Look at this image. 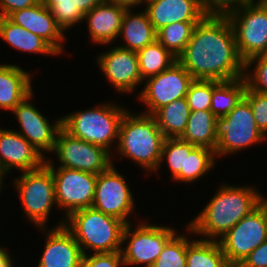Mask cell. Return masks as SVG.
Wrapping results in <instances>:
<instances>
[{
    "instance_id": "obj_1",
    "label": "cell",
    "mask_w": 267,
    "mask_h": 267,
    "mask_svg": "<svg viewBox=\"0 0 267 267\" xmlns=\"http://www.w3.org/2000/svg\"><path fill=\"white\" fill-rule=\"evenodd\" d=\"M177 61L194 79L230 81L245 73V61L226 16L207 15L197 23Z\"/></svg>"
},
{
    "instance_id": "obj_2",
    "label": "cell",
    "mask_w": 267,
    "mask_h": 267,
    "mask_svg": "<svg viewBox=\"0 0 267 267\" xmlns=\"http://www.w3.org/2000/svg\"><path fill=\"white\" fill-rule=\"evenodd\" d=\"M218 184L214 195L197 215L186 224L196 237L218 241L243 217L257 208L255 184ZM255 185V186H254ZM201 236V237H200Z\"/></svg>"
},
{
    "instance_id": "obj_3",
    "label": "cell",
    "mask_w": 267,
    "mask_h": 267,
    "mask_svg": "<svg viewBox=\"0 0 267 267\" xmlns=\"http://www.w3.org/2000/svg\"><path fill=\"white\" fill-rule=\"evenodd\" d=\"M164 140L153 115L132 112L130 108L121 120L112 161L127 159L145 171L143 176L154 175L161 159Z\"/></svg>"
},
{
    "instance_id": "obj_4",
    "label": "cell",
    "mask_w": 267,
    "mask_h": 267,
    "mask_svg": "<svg viewBox=\"0 0 267 267\" xmlns=\"http://www.w3.org/2000/svg\"><path fill=\"white\" fill-rule=\"evenodd\" d=\"M106 101L65 113L62 128L71 136L101 146L112 154L117 146L121 120L128 107L122 106L119 101Z\"/></svg>"
},
{
    "instance_id": "obj_5",
    "label": "cell",
    "mask_w": 267,
    "mask_h": 267,
    "mask_svg": "<svg viewBox=\"0 0 267 267\" xmlns=\"http://www.w3.org/2000/svg\"><path fill=\"white\" fill-rule=\"evenodd\" d=\"M64 226L73 234L84 255L121 251L126 224L92 207L72 212Z\"/></svg>"
},
{
    "instance_id": "obj_6",
    "label": "cell",
    "mask_w": 267,
    "mask_h": 267,
    "mask_svg": "<svg viewBox=\"0 0 267 267\" xmlns=\"http://www.w3.org/2000/svg\"><path fill=\"white\" fill-rule=\"evenodd\" d=\"M11 177L12 189L20 200L26 222L35 228L50 227L51 211L58 206L55 199V183L51 169L44 163L40 168Z\"/></svg>"
},
{
    "instance_id": "obj_7",
    "label": "cell",
    "mask_w": 267,
    "mask_h": 267,
    "mask_svg": "<svg viewBox=\"0 0 267 267\" xmlns=\"http://www.w3.org/2000/svg\"><path fill=\"white\" fill-rule=\"evenodd\" d=\"M216 138L215 156L221 158L220 161L254 145L267 143V137L257 127L252 108L245 98L226 116L216 119Z\"/></svg>"
},
{
    "instance_id": "obj_8",
    "label": "cell",
    "mask_w": 267,
    "mask_h": 267,
    "mask_svg": "<svg viewBox=\"0 0 267 267\" xmlns=\"http://www.w3.org/2000/svg\"><path fill=\"white\" fill-rule=\"evenodd\" d=\"M177 230L171 225H155L146 218L126 224L121 247L124 266L151 267Z\"/></svg>"
},
{
    "instance_id": "obj_9",
    "label": "cell",
    "mask_w": 267,
    "mask_h": 267,
    "mask_svg": "<svg viewBox=\"0 0 267 267\" xmlns=\"http://www.w3.org/2000/svg\"><path fill=\"white\" fill-rule=\"evenodd\" d=\"M230 21L240 57L246 62L267 55V2L250 0L226 15Z\"/></svg>"
},
{
    "instance_id": "obj_10",
    "label": "cell",
    "mask_w": 267,
    "mask_h": 267,
    "mask_svg": "<svg viewBox=\"0 0 267 267\" xmlns=\"http://www.w3.org/2000/svg\"><path fill=\"white\" fill-rule=\"evenodd\" d=\"M54 160L47 157L48 167H65L92 174L107 170L113 163L112 154L105 148L75 138L61 128L57 134L53 149ZM55 159L58 164L55 163Z\"/></svg>"
},
{
    "instance_id": "obj_11",
    "label": "cell",
    "mask_w": 267,
    "mask_h": 267,
    "mask_svg": "<svg viewBox=\"0 0 267 267\" xmlns=\"http://www.w3.org/2000/svg\"><path fill=\"white\" fill-rule=\"evenodd\" d=\"M115 165L117 164L113 163L107 170L97 175L91 207L122 220L125 224L139 221L135 217L138 216L137 202L134 192L130 189L131 183L127 182V176L123 175Z\"/></svg>"
},
{
    "instance_id": "obj_12",
    "label": "cell",
    "mask_w": 267,
    "mask_h": 267,
    "mask_svg": "<svg viewBox=\"0 0 267 267\" xmlns=\"http://www.w3.org/2000/svg\"><path fill=\"white\" fill-rule=\"evenodd\" d=\"M49 168L55 183L56 204L64 215L52 227H60L72 212L92 206L97 174L65 167Z\"/></svg>"
},
{
    "instance_id": "obj_13",
    "label": "cell",
    "mask_w": 267,
    "mask_h": 267,
    "mask_svg": "<svg viewBox=\"0 0 267 267\" xmlns=\"http://www.w3.org/2000/svg\"><path fill=\"white\" fill-rule=\"evenodd\" d=\"M193 81L194 78L178 61L161 73L145 79L135 97L145 105L140 112L153 115L161 107L185 98Z\"/></svg>"
},
{
    "instance_id": "obj_14",
    "label": "cell",
    "mask_w": 267,
    "mask_h": 267,
    "mask_svg": "<svg viewBox=\"0 0 267 267\" xmlns=\"http://www.w3.org/2000/svg\"><path fill=\"white\" fill-rule=\"evenodd\" d=\"M104 47L108 49L98 52L99 54L96 53V57H94L100 74L103 73L105 81L112 85L111 88H114L113 91L118 95L124 93L138 95L139 92L136 89H139V85H143V80L139 70L137 52L116 44Z\"/></svg>"
},
{
    "instance_id": "obj_15",
    "label": "cell",
    "mask_w": 267,
    "mask_h": 267,
    "mask_svg": "<svg viewBox=\"0 0 267 267\" xmlns=\"http://www.w3.org/2000/svg\"><path fill=\"white\" fill-rule=\"evenodd\" d=\"M34 95L33 91L10 114L14 116V120H17L19 130L16 128V131L47 158L53 152L57 134L62 128V116L50 122L51 119L41 113L34 104L36 102H32Z\"/></svg>"
},
{
    "instance_id": "obj_16",
    "label": "cell",
    "mask_w": 267,
    "mask_h": 267,
    "mask_svg": "<svg viewBox=\"0 0 267 267\" xmlns=\"http://www.w3.org/2000/svg\"><path fill=\"white\" fill-rule=\"evenodd\" d=\"M267 239V222L256 208L243 217L218 242L231 267L242 261Z\"/></svg>"
},
{
    "instance_id": "obj_17",
    "label": "cell",
    "mask_w": 267,
    "mask_h": 267,
    "mask_svg": "<svg viewBox=\"0 0 267 267\" xmlns=\"http://www.w3.org/2000/svg\"><path fill=\"white\" fill-rule=\"evenodd\" d=\"M45 238L37 267H80L83 252L73 234L65 227L37 228ZM43 232V233H42Z\"/></svg>"
},
{
    "instance_id": "obj_18",
    "label": "cell",
    "mask_w": 267,
    "mask_h": 267,
    "mask_svg": "<svg viewBox=\"0 0 267 267\" xmlns=\"http://www.w3.org/2000/svg\"><path fill=\"white\" fill-rule=\"evenodd\" d=\"M46 158L14 128L0 126V167L9 175L40 168ZM16 169V170H15Z\"/></svg>"
},
{
    "instance_id": "obj_19",
    "label": "cell",
    "mask_w": 267,
    "mask_h": 267,
    "mask_svg": "<svg viewBox=\"0 0 267 267\" xmlns=\"http://www.w3.org/2000/svg\"><path fill=\"white\" fill-rule=\"evenodd\" d=\"M8 18L17 25L44 39L60 56L65 55L64 45L69 38L57 25L49 8L41 2L11 13Z\"/></svg>"
},
{
    "instance_id": "obj_20",
    "label": "cell",
    "mask_w": 267,
    "mask_h": 267,
    "mask_svg": "<svg viewBox=\"0 0 267 267\" xmlns=\"http://www.w3.org/2000/svg\"><path fill=\"white\" fill-rule=\"evenodd\" d=\"M126 7L104 1L84 16L89 42L94 46L115 44L121 29ZM88 27V28H87Z\"/></svg>"
},
{
    "instance_id": "obj_21",
    "label": "cell",
    "mask_w": 267,
    "mask_h": 267,
    "mask_svg": "<svg viewBox=\"0 0 267 267\" xmlns=\"http://www.w3.org/2000/svg\"><path fill=\"white\" fill-rule=\"evenodd\" d=\"M143 9L156 32L171 23L202 21L207 16L198 0H151Z\"/></svg>"
},
{
    "instance_id": "obj_22",
    "label": "cell",
    "mask_w": 267,
    "mask_h": 267,
    "mask_svg": "<svg viewBox=\"0 0 267 267\" xmlns=\"http://www.w3.org/2000/svg\"><path fill=\"white\" fill-rule=\"evenodd\" d=\"M29 71L16 63H0V112H11L33 90V79Z\"/></svg>"
},
{
    "instance_id": "obj_23",
    "label": "cell",
    "mask_w": 267,
    "mask_h": 267,
    "mask_svg": "<svg viewBox=\"0 0 267 267\" xmlns=\"http://www.w3.org/2000/svg\"><path fill=\"white\" fill-rule=\"evenodd\" d=\"M135 10V8L126 9L118 40L115 44L121 39L123 43L121 44L120 42L117 44L118 46L138 52L140 49L157 40V35L146 11L144 9L139 12Z\"/></svg>"
},
{
    "instance_id": "obj_24",
    "label": "cell",
    "mask_w": 267,
    "mask_h": 267,
    "mask_svg": "<svg viewBox=\"0 0 267 267\" xmlns=\"http://www.w3.org/2000/svg\"><path fill=\"white\" fill-rule=\"evenodd\" d=\"M0 39L20 54L60 56L44 39L15 24L8 17H0Z\"/></svg>"
},
{
    "instance_id": "obj_25",
    "label": "cell",
    "mask_w": 267,
    "mask_h": 267,
    "mask_svg": "<svg viewBox=\"0 0 267 267\" xmlns=\"http://www.w3.org/2000/svg\"><path fill=\"white\" fill-rule=\"evenodd\" d=\"M184 230L186 232V267H231L218 241L198 239L186 223Z\"/></svg>"
},
{
    "instance_id": "obj_26",
    "label": "cell",
    "mask_w": 267,
    "mask_h": 267,
    "mask_svg": "<svg viewBox=\"0 0 267 267\" xmlns=\"http://www.w3.org/2000/svg\"><path fill=\"white\" fill-rule=\"evenodd\" d=\"M216 117L210 110L190 111L183 134L179 137L196 147H205L215 152L217 146Z\"/></svg>"
},
{
    "instance_id": "obj_27",
    "label": "cell",
    "mask_w": 267,
    "mask_h": 267,
    "mask_svg": "<svg viewBox=\"0 0 267 267\" xmlns=\"http://www.w3.org/2000/svg\"><path fill=\"white\" fill-rule=\"evenodd\" d=\"M217 158L215 152L209 148L196 147L186 142L185 171H181L172 181L194 185L196 181L204 179L212 170H215ZM175 181V182H174Z\"/></svg>"
},
{
    "instance_id": "obj_28",
    "label": "cell",
    "mask_w": 267,
    "mask_h": 267,
    "mask_svg": "<svg viewBox=\"0 0 267 267\" xmlns=\"http://www.w3.org/2000/svg\"><path fill=\"white\" fill-rule=\"evenodd\" d=\"M246 89L244 77L230 81L213 80L210 111L216 118L226 116L244 98Z\"/></svg>"
},
{
    "instance_id": "obj_29",
    "label": "cell",
    "mask_w": 267,
    "mask_h": 267,
    "mask_svg": "<svg viewBox=\"0 0 267 267\" xmlns=\"http://www.w3.org/2000/svg\"><path fill=\"white\" fill-rule=\"evenodd\" d=\"M189 114L187 100L181 98L161 107L153 116L165 138H179L186 128Z\"/></svg>"
},
{
    "instance_id": "obj_30",
    "label": "cell",
    "mask_w": 267,
    "mask_h": 267,
    "mask_svg": "<svg viewBox=\"0 0 267 267\" xmlns=\"http://www.w3.org/2000/svg\"><path fill=\"white\" fill-rule=\"evenodd\" d=\"M139 70L142 80L152 77L168 69L177 58L165 49L158 40L137 52Z\"/></svg>"
},
{
    "instance_id": "obj_31",
    "label": "cell",
    "mask_w": 267,
    "mask_h": 267,
    "mask_svg": "<svg viewBox=\"0 0 267 267\" xmlns=\"http://www.w3.org/2000/svg\"><path fill=\"white\" fill-rule=\"evenodd\" d=\"M200 21H184L171 23L156 32L157 40L176 58L184 51L191 39L194 27Z\"/></svg>"
},
{
    "instance_id": "obj_32",
    "label": "cell",
    "mask_w": 267,
    "mask_h": 267,
    "mask_svg": "<svg viewBox=\"0 0 267 267\" xmlns=\"http://www.w3.org/2000/svg\"><path fill=\"white\" fill-rule=\"evenodd\" d=\"M185 162H186V141L181 138H165L161 159L158 165V168L154 174H158L163 163H166L168 168V173L170 176L169 179L172 180L181 172L185 171ZM158 171V172H157Z\"/></svg>"
},
{
    "instance_id": "obj_33",
    "label": "cell",
    "mask_w": 267,
    "mask_h": 267,
    "mask_svg": "<svg viewBox=\"0 0 267 267\" xmlns=\"http://www.w3.org/2000/svg\"><path fill=\"white\" fill-rule=\"evenodd\" d=\"M184 233L177 232L165 244L151 267H186V234Z\"/></svg>"
},
{
    "instance_id": "obj_34",
    "label": "cell",
    "mask_w": 267,
    "mask_h": 267,
    "mask_svg": "<svg viewBox=\"0 0 267 267\" xmlns=\"http://www.w3.org/2000/svg\"><path fill=\"white\" fill-rule=\"evenodd\" d=\"M57 25L65 34L78 24L83 25L84 14L79 10L75 0H56V4L49 8Z\"/></svg>"
},
{
    "instance_id": "obj_35",
    "label": "cell",
    "mask_w": 267,
    "mask_h": 267,
    "mask_svg": "<svg viewBox=\"0 0 267 267\" xmlns=\"http://www.w3.org/2000/svg\"><path fill=\"white\" fill-rule=\"evenodd\" d=\"M247 87L267 95V55H256L245 62Z\"/></svg>"
},
{
    "instance_id": "obj_36",
    "label": "cell",
    "mask_w": 267,
    "mask_h": 267,
    "mask_svg": "<svg viewBox=\"0 0 267 267\" xmlns=\"http://www.w3.org/2000/svg\"><path fill=\"white\" fill-rule=\"evenodd\" d=\"M213 80L194 79L186 94L190 111L210 110Z\"/></svg>"
},
{
    "instance_id": "obj_37",
    "label": "cell",
    "mask_w": 267,
    "mask_h": 267,
    "mask_svg": "<svg viewBox=\"0 0 267 267\" xmlns=\"http://www.w3.org/2000/svg\"><path fill=\"white\" fill-rule=\"evenodd\" d=\"M244 98L252 108L257 127L267 137V95L247 87Z\"/></svg>"
},
{
    "instance_id": "obj_38",
    "label": "cell",
    "mask_w": 267,
    "mask_h": 267,
    "mask_svg": "<svg viewBox=\"0 0 267 267\" xmlns=\"http://www.w3.org/2000/svg\"><path fill=\"white\" fill-rule=\"evenodd\" d=\"M80 267H125L121 251L83 255Z\"/></svg>"
},
{
    "instance_id": "obj_39",
    "label": "cell",
    "mask_w": 267,
    "mask_h": 267,
    "mask_svg": "<svg viewBox=\"0 0 267 267\" xmlns=\"http://www.w3.org/2000/svg\"><path fill=\"white\" fill-rule=\"evenodd\" d=\"M250 0H198L201 9L207 15L226 16Z\"/></svg>"
},
{
    "instance_id": "obj_40",
    "label": "cell",
    "mask_w": 267,
    "mask_h": 267,
    "mask_svg": "<svg viewBox=\"0 0 267 267\" xmlns=\"http://www.w3.org/2000/svg\"><path fill=\"white\" fill-rule=\"evenodd\" d=\"M238 267H267V239L254 249Z\"/></svg>"
},
{
    "instance_id": "obj_41",
    "label": "cell",
    "mask_w": 267,
    "mask_h": 267,
    "mask_svg": "<svg viewBox=\"0 0 267 267\" xmlns=\"http://www.w3.org/2000/svg\"><path fill=\"white\" fill-rule=\"evenodd\" d=\"M40 0H0V17H8L11 13L31 7Z\"/></svg>"
},
{
    "instance_id": "obj_42",
    "label": "cell",
    "mask_w": 267,
    "mask_h": 267,
    "mask_svg": "<svg viewBox=\"0 0 267 267\" xmlns=\"http://www.w3.org/2000/svg\"><path fill=\"white\" fill-rule=\"evenodd\" d=\"M7 249L6 244L0 245V267H16L17 264L15 263V258L12 256L13 254H10V249Z\"/></svg>"
},
{
    "instance_id": "obj_43",
    "label": "cell",
    "mask_w": 267,
    "mask_h": 267,
    "mask_svg": "<svg viewBox=\"0 0 267 267\" xmlns=\"http://www.w3.org/2000/svg\"><path fill=\"white\" fill-rule=\"evenodd\" d=\"M106 0H75L79 10L85 15L90 12L95 6Z\"/></svg>"
},
{
    "instance_id": "obj_44",
    "label": "cell",
    "mask_w": 267,
    "mask_h": 267,
    "mask_svg": "<svg viewBox=\"0 0 267 267\" xmlns=\"http://www.w3.org/2000/svg\"><path fill=\"white\" fill-rule=\"evenodd\" d=\"M264 194L257 190V209L261 212L263 218L267 222V193Z\"/></svg>"
},
{
    "instance_id": "obj_45",
    "label": "cell",
    "mask_w": 267,
    "mask_h": 267,
    "mask_svg": "<svg viewBox=\"0 0 267 267\" xmlns=\"http://www.w3.org/2000/svg\"><path fill=\"white\" fill-rule=\"evenodd\" d=\"M109 2L115 3L126 7L127 9L137 8V10L143 7V0H107ZM141 5V6H140Z\"/></svg>"
},
{
    "instance_id": "obj_46",
    "label": "cell",
    "mask_w": 267,
    "mask_h": 267,
    "mask_svg": "<svg viewBox=\"0 0 267 267\" xmlns=\"http://www.w3.org/2000/svg\"><path fill=\"white\" fill-rule=\"evenodd\" d=\"M6 177H8V175L0 167V195H2V196H3L2 191L4 190V188H6V185H5L6 184L5 179H7Z\"/></svg>"
},
{
    "instance_id": "obj_47",
    "label": "cell",
    "mask_w": 267,
    "mask_h": 267,
    "mask_svg": "<svg viewBox=\"0 0 267 267\" xmlns=\"http://www.w3.org/2000/svg\"><path fill=\"white\" fill-rule=\"evenodd\" d=\"M40 2L47 8H50L54 4H56V0H40Z\"/></svg>"
},
{
    "instance_id": "obj_48",
    "label": "cell",
    "mask_w": 267,
    "mask_h": 267,
    "mask_svg": "<svg viewBox=\"0 0 267 267\" xmlns=\"http://www.w3.org/2000/svg\"><path fill=\"white\" fill-rule=\"evenodd\" d=\"M148 1H151V0H143V6H144V3L148 2Z\"/></svg>"
}]
</instances>
